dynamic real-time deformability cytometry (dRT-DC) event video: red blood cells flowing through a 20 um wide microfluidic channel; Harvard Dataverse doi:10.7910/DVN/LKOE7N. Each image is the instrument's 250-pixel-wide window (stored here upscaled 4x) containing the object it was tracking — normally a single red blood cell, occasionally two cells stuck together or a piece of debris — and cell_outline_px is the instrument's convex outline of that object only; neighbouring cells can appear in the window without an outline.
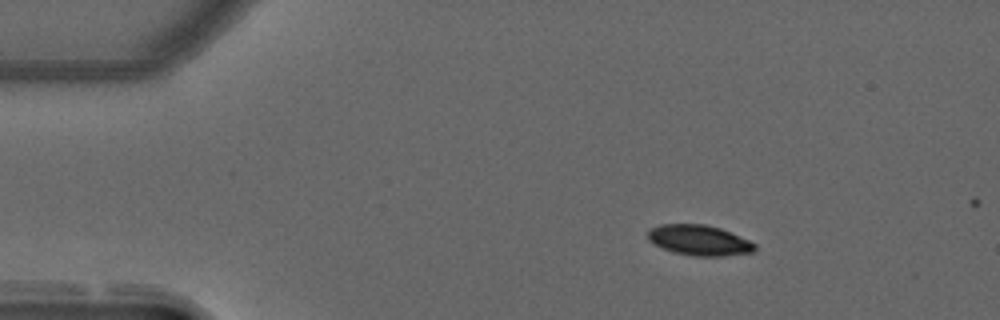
{"species": "common noctule bat (a hibernating species)", "species_latin": "Nyctalus noctula", "temperature_condition": "warm", "stored_images_in_passage": 8, "camera_frame_rate_fps": 3000, "um_per_image_px": 0.085, "animal": {"sex": "male", "forearm_length_mm": 52.5}, "frame": {"image": 1, "passage_image": 1, "time_ms": 0.0, "image_size_px": [1000, 320], "cell_outline_px": [[756, 248], [752, 252], [724, 256], [692, 256], [676, 252], [664, 248], [648, 240], [648, 232], [652, 228], [660, 224], [704, 224], [720, 228], [748, 240], [756, 244]], "centroid_in_image_um": [59.44, 20.42], "position_along_channel_um": 25.6, "area_um2": 18.67}}